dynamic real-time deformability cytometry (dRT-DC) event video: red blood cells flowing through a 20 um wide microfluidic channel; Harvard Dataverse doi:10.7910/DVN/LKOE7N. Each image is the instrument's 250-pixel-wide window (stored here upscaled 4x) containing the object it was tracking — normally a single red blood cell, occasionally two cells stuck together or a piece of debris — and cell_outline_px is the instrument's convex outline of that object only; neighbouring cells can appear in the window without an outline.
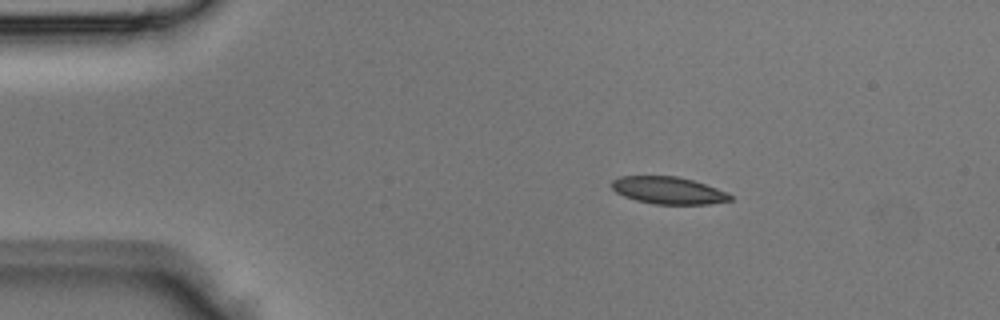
{"species": "Egyptian fruit bat (a non-hibernating species)", "species_latin": "Rousettus aegyptiacus", "temperature_condition": "room temperature", "stored_images_in_passage": 2, "camera_frame_rate_fps": 3000, "um_per_image_px": 0.085, "animal": {"sex": "male"}, "frame": {"image": 1, "passage_image": 1, "time_ms": 0.0, "image_size_px": [1000, 320], "cell_outline_px": [[732, 200], [708, 204], [652, 204], [636, 200], [624, 196], [616, 192], [612, 188], [612, 180], [620, 176], [676, 176], [692, 180], [728, 192], [732, 196]], "centroid_in_image_um": [56.8, 16.19], "position_along_channel_um": 28.2, "area_um2": 18.73}}